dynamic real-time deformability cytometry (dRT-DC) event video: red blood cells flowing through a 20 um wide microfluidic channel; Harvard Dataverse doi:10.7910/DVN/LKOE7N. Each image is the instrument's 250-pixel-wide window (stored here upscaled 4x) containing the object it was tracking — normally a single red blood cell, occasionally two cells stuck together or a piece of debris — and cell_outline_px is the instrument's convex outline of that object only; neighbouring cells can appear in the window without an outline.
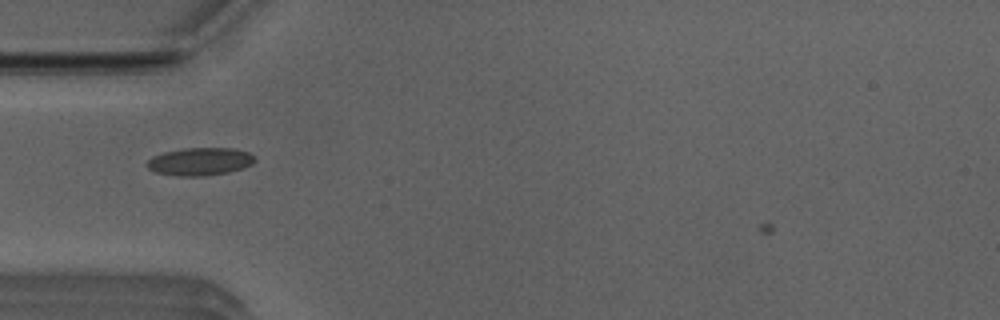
{"species": "Egyptian fruit bat (a non-hibernating species)", "species_latin": "Rousettus aegyptiacus", "temperature_condition": "room temperature", "stored_images_in_passage": 41, "camera_frame_rate_fps": 3000, "um_per_image_px": 0.085, "animal": {"sex": "male"}, "frame": {"image": 1, "passage_image": 8, "time_ms": 2.333, "image_size_px": [1000, 320], "cell_outline_px": [[256, 160], [252, 164], [244, 168], [228, 172], [204, 176], [176, 176], [156, 172], [148, 168], [148, 160], [152, 156], [164, 152], [184, 148], [232, 148], [248, 152], [256, 156]], "centroid_in_image_um": [17.03, 13.73], "position_along_channel_um": 68.0, "area_um2": 17.51}}
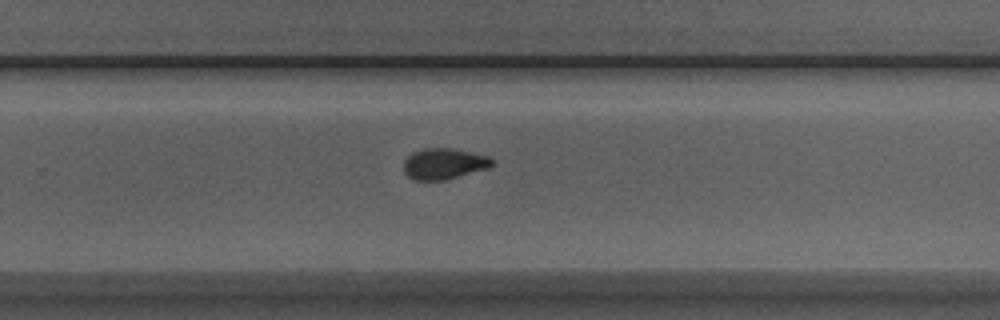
{"frame": {"image": 2, "passage_image": 25, "time_ms": 8.0, "image_size_px": [1000, 320], "cell_outline_px": [[496, 164], [488, 168], [444, 180], [416, 180], [408, 176], [404, 172], [404, 160], [412, 152], [424, 148], [452, 148], [488, 156], [496, 160]], "centroid_in_image_um": [37.76, 13.91], "position_along_channel_um": 292.0, "area_um2": 16.01}}
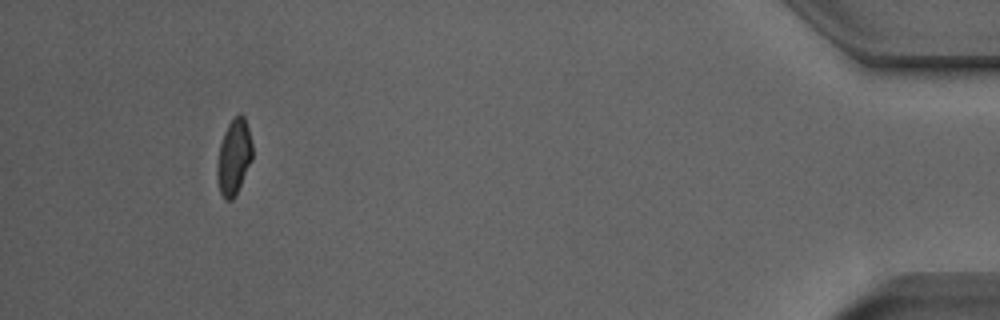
{"frame": {"image": 3, "passage_image": 40, "time_ms": 13.0, "image_size_px": [1000, 320], "cell_outline_px": [[252, 160], [232, 200], [224, 200], [220, 192], [216, 172], [216, 164], [220, 144], [224, 132], [228, 124], [240, 112], [244, 116], [248, 128], [252, 144]], "centroid_in_image_um": [19.86, 13.33], "position_along_channel_um": 415.3, "area_um2": 15.37}}